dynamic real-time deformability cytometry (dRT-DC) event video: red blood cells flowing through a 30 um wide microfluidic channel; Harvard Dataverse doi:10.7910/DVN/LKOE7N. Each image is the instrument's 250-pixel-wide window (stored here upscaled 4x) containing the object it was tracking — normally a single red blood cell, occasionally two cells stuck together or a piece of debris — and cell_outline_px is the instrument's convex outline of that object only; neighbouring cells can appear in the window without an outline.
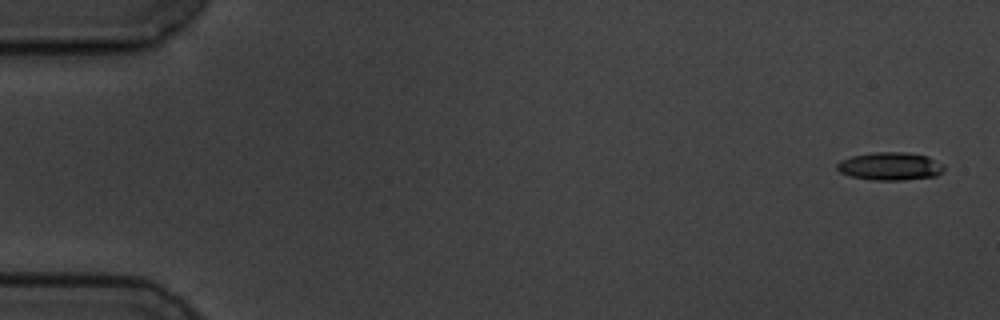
{"species": "common noctule bat (a hibernating species)", "species_latin": "Nyctalus noctula", "temperature_condition": "cold", "stored_images_in_passage": 6, "camera_frame_rate_fps": 3000, "um_per_image_px": 0.085, "animal": {"sex": "male", "body_mass_g": 19.5, "forearm_length_mm": 54.6}, "frame": {"image": 1, "passage_image": 1, "time_ms": 0.0, "image_size_px": [1000, 320], "cell_outline_px": [[944, 172], [936, 176], [904, 180], [872, 180], [852, 176], [840, 172], [836, 168], [836, 164], [840, 160], [852, 156], [872, 152], [904, 152], [928, 156], [944, 164]], "centroid_in_image_um": [75.68, 14.13], "position_along_channel_um": 9.3, "area_um2": 17.57}}
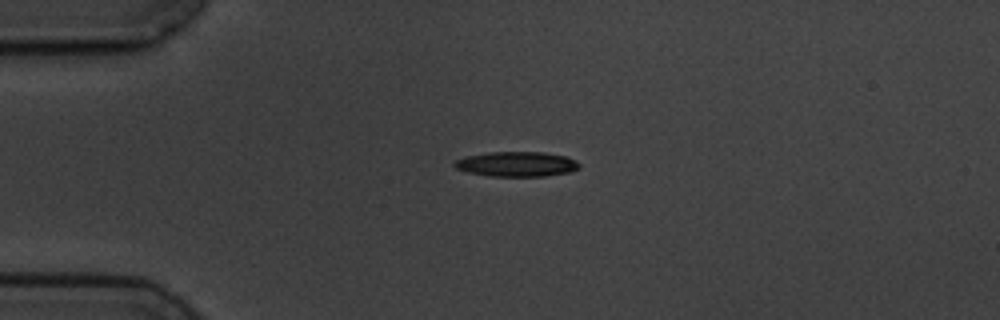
{"frame": {"image": 2, "passage_image": 4, "time_ms": 4.0, "image_size_px": [1000, 320], "cell_outline_px": [[580, 168], [572, 172], [544, 176], [488, 176], [468, 172], [456, 168], [452, 164], [456, 160], [464, 156], [488, 152], [544, 152], [568, 156], [576, 160], [580, 164]], "centroid_in_image_um": [43.95, 13.94], "position_along_channel_um": 41.1, "area_um2": 18.38}}
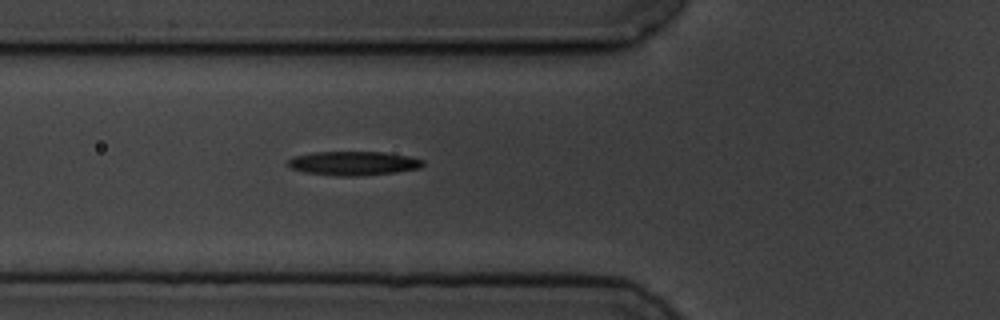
{"frame": {"image": 3, "passage_image": 6, "time_ms": 6.333, "image_size_px": [1000, 320], "cell_outline_px": [[424, 164], [420, 168], [396, 172], [356, 176], [336, 176], [304, 172], [292, 168], [284, 164], [292, 156], [312, 152], [384, 152], [408, 156], [424, 160]], "centroid_in_image_um": [30.0, 13.88], "position_along_channel_um": 95.8, "area_um2": 19.02}}